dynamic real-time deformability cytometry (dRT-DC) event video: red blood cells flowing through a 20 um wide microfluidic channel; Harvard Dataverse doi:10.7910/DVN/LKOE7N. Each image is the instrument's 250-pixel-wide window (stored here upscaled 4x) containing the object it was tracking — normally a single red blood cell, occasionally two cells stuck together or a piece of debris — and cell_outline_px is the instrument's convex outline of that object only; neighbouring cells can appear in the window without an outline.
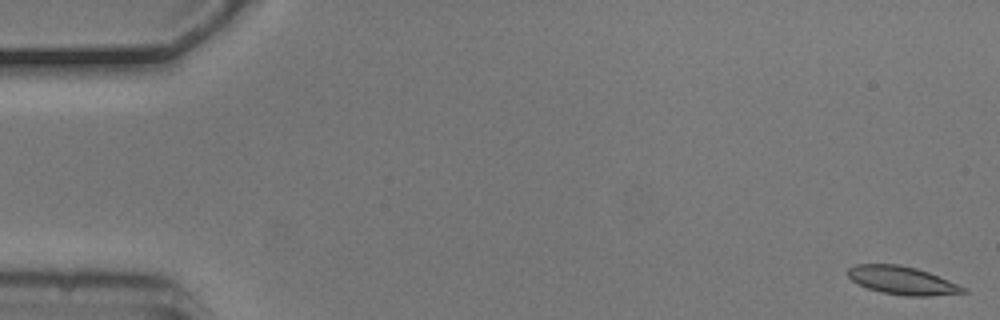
{"species": "common noctule bat (a hibernating species)", "species_latin": "Nyctalus noctula", "temperature_condition": "cold", "stored_images_in_passage": 4, "camera_frame_rate_fps": 3000, "um_per_image_px": 0.085, "animal": {"sex": "male", "body_mass_g": 20.5, "forearm_length_mm": 52.5}, "frame": {"image": 1, "passage_image": 1, "time_ms": 0.0, "image_size_px": [1000, 320], "cell_outline_px": [[968, 292], [932, 296], [904, 296], [880, 292], [868, 288], [852, 280], [848, 276], [848, 268], [856, 264], [900, 264], [916, 268], [928, 272], [968, 288]], "centroid_in_image_um": [76.71, 23.84], "position_along_channel_um": 8.3, "area_um2": 18.96}}